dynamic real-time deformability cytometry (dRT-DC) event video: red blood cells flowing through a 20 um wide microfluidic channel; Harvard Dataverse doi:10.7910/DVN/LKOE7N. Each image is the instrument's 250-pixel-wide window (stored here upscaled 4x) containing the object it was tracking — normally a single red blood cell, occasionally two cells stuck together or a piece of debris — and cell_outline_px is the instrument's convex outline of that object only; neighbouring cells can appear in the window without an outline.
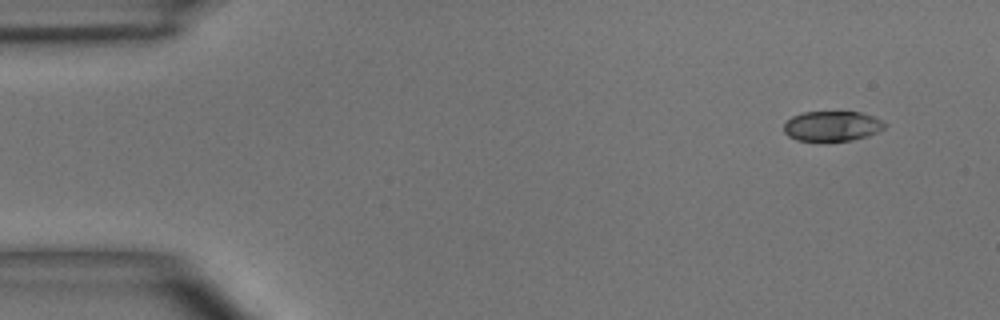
{"species": "common noctule bat (a hibernating species)", "species_latin": "Nyctalus noctula", "temperature_condition": "room temperature", "stored_images_in_passage": 4, "camera_frame_rate_fps": 3000, "um_per_image_px": 0.085, "animal": {"sex": "male", "body_mass_g": 15.6}, "frame": {"image": 1, "passage_image": 1, "time_ms": 0.0, "image_size_px": [1000, 320], "cell_outline_px": [[884, 128], [868, 136], [852, 140], [796, 140], [788, 136], [784, 132], [784, 124], [792, 116], [804, 112], [860, 112], [872, 116], [880, 120], [884, 124]], "centroid_in_image_um": [70.7, 10.71], "position_along_channel_um": 14.3, "area_um2": 17.34}}
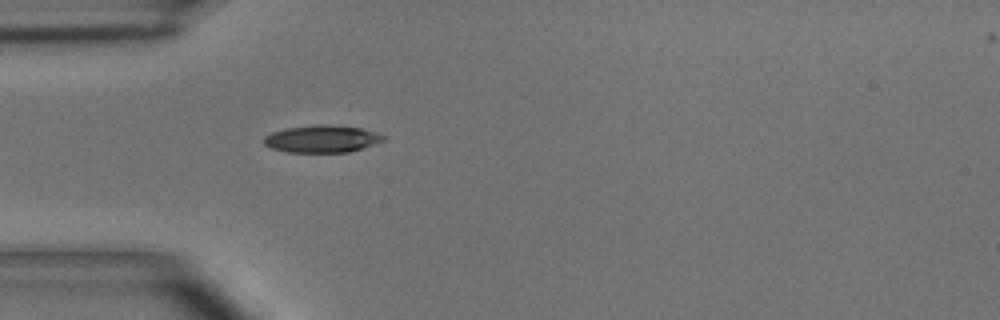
{"frame": {"image": 2, "passage_image": 4, "time_ms": 3.667, "image_size_px": [1000, 320], "cell_outline_px": [[388, 140], [348, 152], [288, 152], [272, 148], [264, 144], [264, 136], [272, 132], [284, 128], [316, 124], [332, 124], [360, 128], [376, 132], [384, 136]], "centroid_in_image_um": [27.38, 11.79], "position_along_channel_um": 57.6, "area_um2": 19.13}}